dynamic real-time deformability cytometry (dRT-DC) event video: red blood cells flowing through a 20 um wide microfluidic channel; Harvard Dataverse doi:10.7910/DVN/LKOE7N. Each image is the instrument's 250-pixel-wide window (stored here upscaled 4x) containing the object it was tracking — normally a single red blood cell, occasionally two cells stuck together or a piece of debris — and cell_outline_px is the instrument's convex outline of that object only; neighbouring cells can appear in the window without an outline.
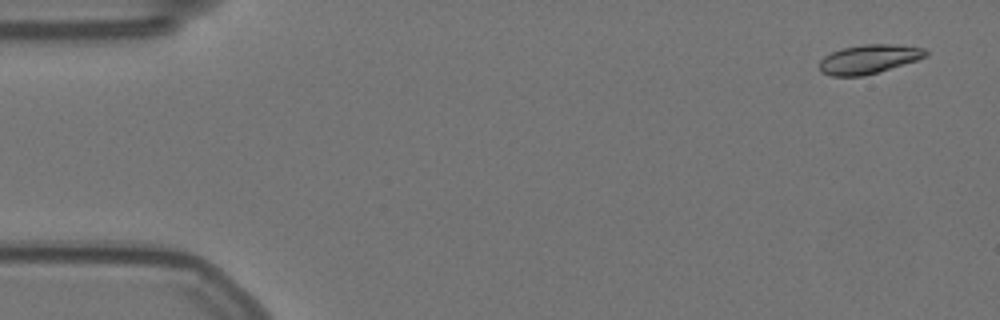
{"species": "Egyptian fruit bat (a non-hibernating species)", "species_latin": "Rousettus aegyptiacus", "temperature_condition": "warm", "stored_images_in_passage": 56, "camera_frame_rate_fps": 3000, "um_per_image_px": 0.085, "animal": {"sex": "female"}, "frame": {"image": 1, "passage_image": 2, "time_ms": 0.333, "image_size_px": [1000, 320], "cell_outline_px": [[928, 56], [916, 60], [864, 76], [832, 76], [820, 72], [820, 60], [824, 56], [832, 52], [844, 48], [864, 44], [892, 44], [924, 48], [928, 52]], "centroid_in_image_um": [73.84, 5.03], "position_along_channel_um": 11.2, "area_um2": 17.8}}
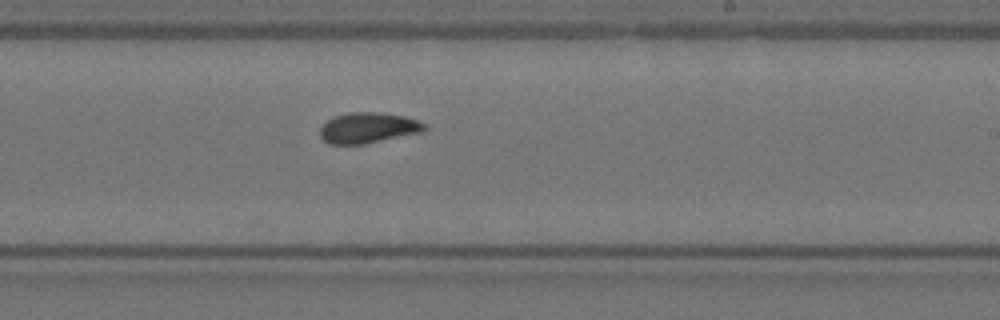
{"frame": {"image": 2, "passage_image": 33, "time_ms": 10.667, "image_size_px": [1000, 320], "cell_outline_px": [[428, 128], [420, 132], [364, 144], [328, 144], [320, 136], [320, 128], [332, 116], [348, 112], [380, 112], [404, 116], [420, 120], [428, 124]], "centroid_in_image_um": [31.3, 10.85], "position_along_channel_um": 257.7, "area_um2": 18.79}}
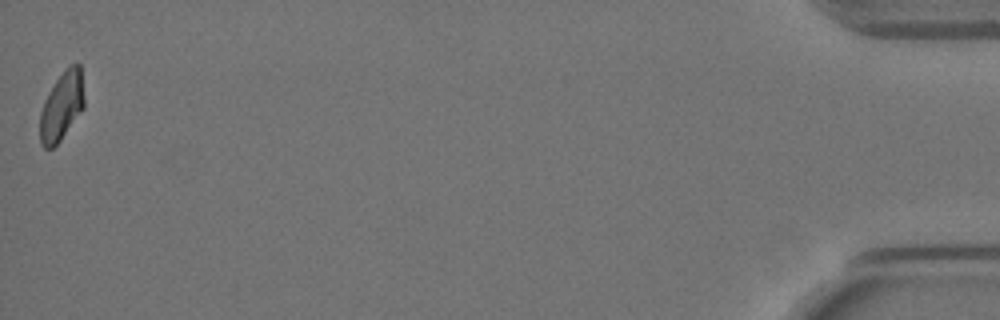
{"frame": {"image": 3, "passage_image": 56, "time_ms": 18.333, "image_size_px": [1000, 320], "cell_outline_px": [[84, 108], [60, 140], [52, 148], [44, 148], [40, 144], [40, 112], [44, 100], [48, 92], [64, 68], [68, 64], [80, 64], [84, 96]], "centroid_in_image_um": [5.24, 9.0], "position_along_channel_um": 430.0, "area_um2": 17.74}, "authors_computed_cell_mechanics": {"area_um2": 18.5827, "velocity_mm_per_s": 3.545, "shape_relaxation_time_tau1_ms": 6.5739, "shape_relaxation_time_tau2_ms": 2.4761, "deformation_change_tau1": 0.1684, "deformation_change_tau2": 0.0699}}